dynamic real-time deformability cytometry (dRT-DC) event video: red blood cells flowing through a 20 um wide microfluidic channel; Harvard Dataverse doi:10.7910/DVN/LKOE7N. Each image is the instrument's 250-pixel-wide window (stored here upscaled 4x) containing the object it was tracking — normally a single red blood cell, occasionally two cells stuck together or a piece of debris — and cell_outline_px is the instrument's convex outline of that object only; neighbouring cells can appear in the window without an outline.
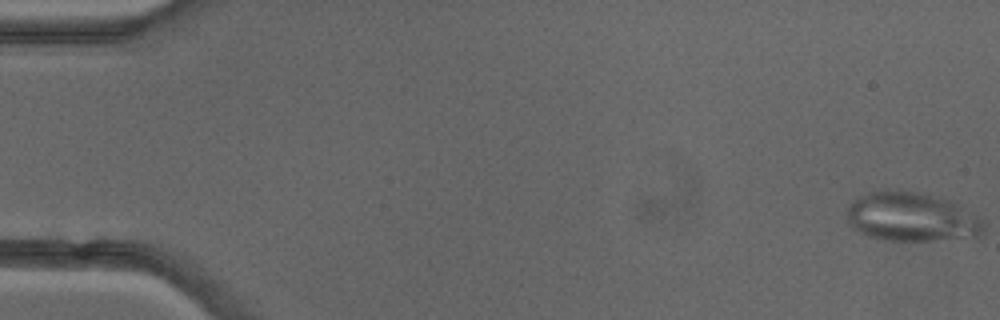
{"species": "common noctule bat (a hibernating species)", "species_latin": "Nyctalus noctula", "temperature_condition": "cold", "stored_images_in_passage": 51, "camera_frame_rate_fps": 3000, "um_per_image_px": 0.085, "animal": {"sex": "female"}, "frame": {"image": 1, "passage_image": 1, "time_ms": 0.0, "image_size_px": [1000, 320], "cell_outline_px": [[984, 224], [980, 232], [976, 236], [932, 240], [884, 240], [868, 236], [852, 228], [848, 224], [848, 208], [852, 200], [868, 192], [912, 192], [944, 200], [956, 204], [976, 216]], "centroid_in_image_um": [77.4, 18.48], "position_along_channel_um": 7.6, "area_um2": 37.63}}